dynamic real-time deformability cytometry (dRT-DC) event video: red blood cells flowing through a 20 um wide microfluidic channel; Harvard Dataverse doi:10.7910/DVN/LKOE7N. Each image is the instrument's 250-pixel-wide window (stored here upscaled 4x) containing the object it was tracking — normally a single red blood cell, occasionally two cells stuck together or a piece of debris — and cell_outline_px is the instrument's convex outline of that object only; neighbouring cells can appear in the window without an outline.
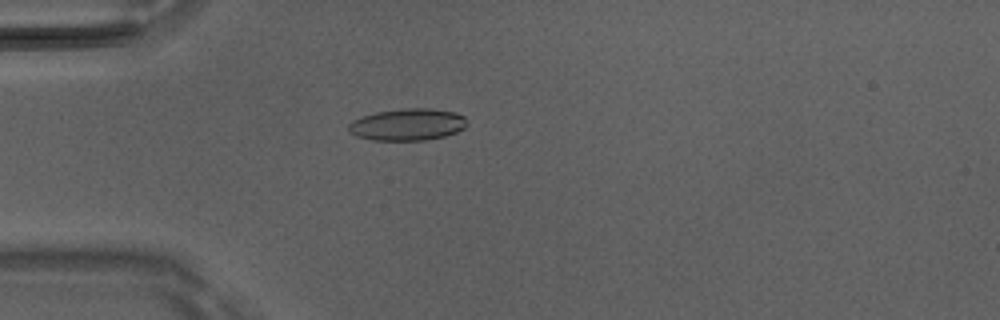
{"species": "Egyptian fruit bat (a non-hibernating species)", "species_latin": "Rousettus aegyptiacus", "temperature_condition": "room temperature", "stored_images_in_passage": 4, "camera_frame_rate_fps": 3000, "um_per_image_px": 0.085, "animal": {"sex": "male"}, "frame": {"image": 1, "passage_image": 4, "time_ms": 1.0, "image_size_px": [1000, 320], "cell_outline_px": [[464, 128], [456, 132], [444, 136], [424, 140], [372, 140], [356, 136], [348, 132], [348, 124], [352, 120], [376, 112], [404, 108], [432, 108], [456, 112], [464, 116]], "centroid_in_image_um": [34.6, 10.58], "position_along_channel_um": 50.4, "area_um2": 21.96}}